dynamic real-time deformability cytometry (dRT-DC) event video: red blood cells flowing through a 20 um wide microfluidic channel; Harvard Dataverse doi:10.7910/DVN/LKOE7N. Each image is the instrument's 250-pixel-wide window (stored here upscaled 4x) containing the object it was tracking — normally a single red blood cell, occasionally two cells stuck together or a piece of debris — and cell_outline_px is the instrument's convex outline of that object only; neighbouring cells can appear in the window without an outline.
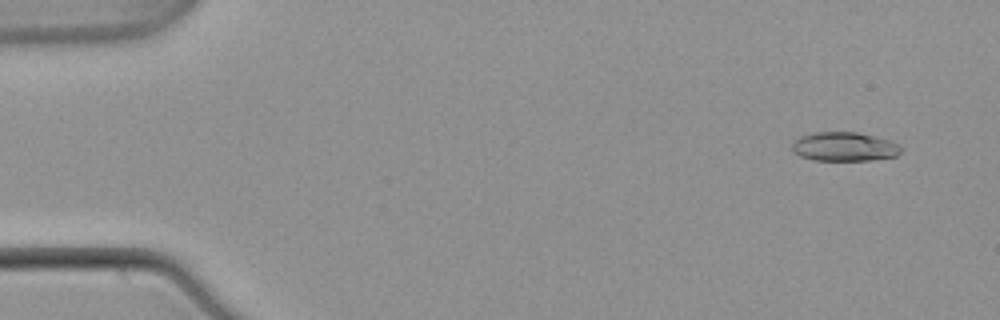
{"species": "common noctule bat (a hibernating species)", "species_latin": "Nyctalus noctula", "temperature_condition": "warm", "stored_images_in_passage": 53, "camera_frame_rate_fps": 3000, "um_per_image_px": 0.085, "animal": {"sex": "male", "body_mass_g": 21.5, "forearm_length_mm": 52.0}, "frame": {"image": 1, "passage_image": 4, "time_ms": 1.0, "image_size_px": [1000, 320], "cell_outline_px": [[904, 148], [896, 156], [872, 160], [812, 160], [800, 156], [792, 148], [792, 140], [800, 136], [812, 132], [856, 132], [876, 136], [900, 144]], "centroid_in_image_um": [71.78, 12.46], "position_along_channel_um": 13.2, "area_um2": 18.61}}
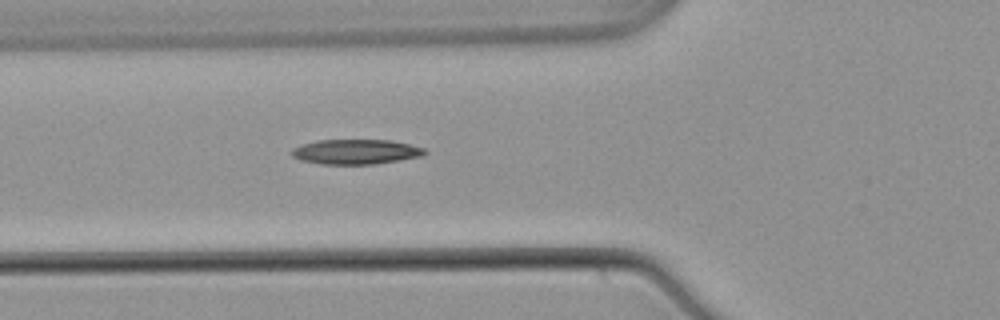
{"frame": {"image": 2, "passage_image": 20, "time_ms": 6.333, "image_size_px": [1000, 320], "cell_outline_px": [[428, 152], [424, 156], [376, 164], [320, 164], [300, 160], [292, 156], [288, 152], [292, 148], [316, 140], [392, 140], [424, 148]], "centroid_in_image_um": [30.24, 12.9], "position_along_channel_um": 95.6, "area_um2": 19.48}}
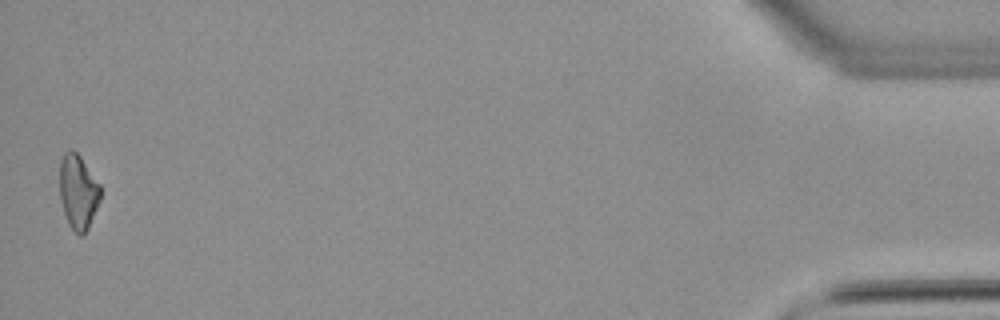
{"frame": {"image": 3, "passage_image": 53, "time_ms": 17.333, "image_size_px": [1000, 320], "cell_outline_px": [[100, 200], [88, 228], [80, 236], [68, 224], [60, 200], [60, 160], [64, 152], [72, 148], [80, 156], [100, 184]], "centroid_in_image_um": [6.63, 16.27], "position_along_channel_um": 428.6, "area_um2": 17.63}}